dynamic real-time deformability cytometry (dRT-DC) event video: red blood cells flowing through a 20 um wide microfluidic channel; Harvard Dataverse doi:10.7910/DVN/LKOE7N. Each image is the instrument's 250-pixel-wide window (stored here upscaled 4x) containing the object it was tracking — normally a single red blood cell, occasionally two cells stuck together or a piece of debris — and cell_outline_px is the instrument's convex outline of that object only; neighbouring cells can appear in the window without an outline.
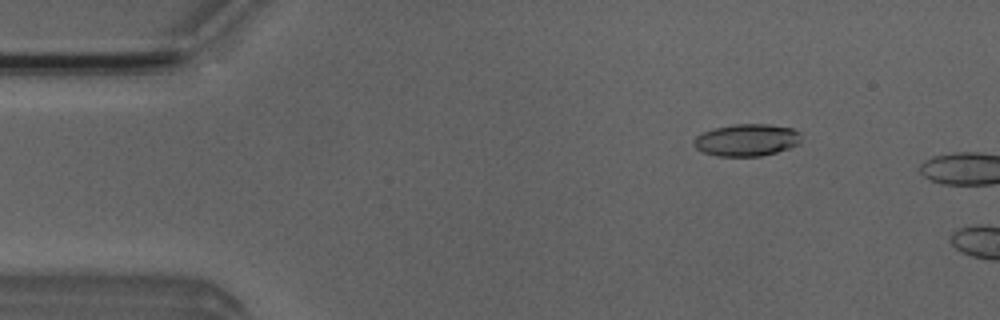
{"species": "Egyptian fruit bat (a non-hibernating species)", "species_latin": "Rousettus aegyptiacus", "temperature_condition": "room temperature", "stored_images_in_passage": 3, "camera_frame_rate_fps": 3000, "um_per_image_px": 0.085, "animal": {"sex": "male"}, "frame": {"image": 1, "passage_image": 2, "time_ms": 1.0, "image_size_px": [1000, 320], "cell_outline_px": [[800, 144], [776, 152], [760, 156], [716, 156], [704, 152], [696, 148], [692, 144], [696, 136], [704, 132], [716, 128], [732, 124], [768, 124], [792, 128], [800, 132]], "centroid_in_image_um": [63.48, 11.9], "position_along_channel_um": 21.5, "area_um2": 20.06}}